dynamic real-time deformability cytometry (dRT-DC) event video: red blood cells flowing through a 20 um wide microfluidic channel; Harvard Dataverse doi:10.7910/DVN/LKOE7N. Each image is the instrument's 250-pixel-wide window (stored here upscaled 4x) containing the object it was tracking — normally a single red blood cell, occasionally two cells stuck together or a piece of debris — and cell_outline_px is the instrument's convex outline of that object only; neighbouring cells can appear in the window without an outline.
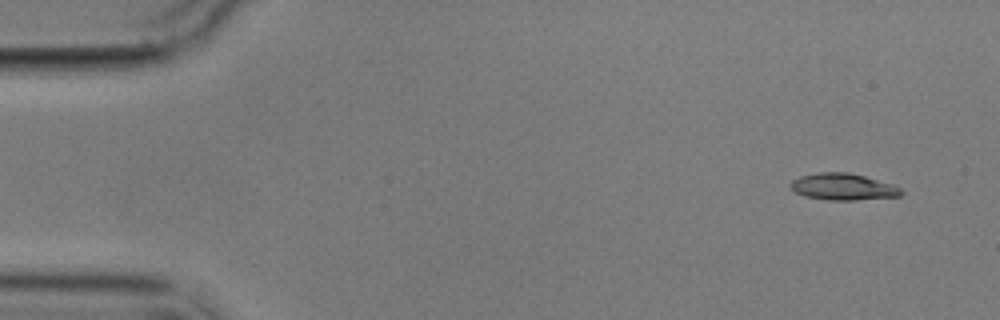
{"species": "common noctule bat (a hibernating species)", "species_latin": "Nyctalus noctula", "temperature_condition": "cold", "stored_images_in_passage": 8, "camera_frame_rate_fps": 3000, "um_per_image_px": 0.085, "animal": {"sex": "male", "body_mass_g": 17.9}, "frame": {"image": 1, "passage_image": 1, "time_ms": 0.0, "image_size_px": [1000, 320], "cell_outline_px": [[904, 192], [900, 196], [856, 200], [828, 200], [804, 196], [796, 192], [788, 184], [792, 180], [800, 176], [816, 172], [848, 172], [864, 176], [892, 184], [900, 188]], "centroid_in_image_um": [71.64, 15.87], "position_along_channel_um": 13.4, "area_um2": 17.22}}
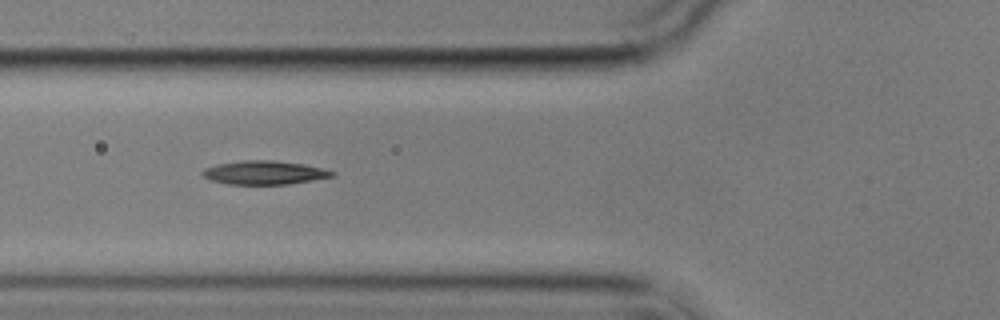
{"frame": {"image": 2, "passage_image": 6, "time_ms": 5.667, "image_size_px": [1000, 320], "cell_outline_px": [[336, 176], [288, 184], [228, 184], [212, 180], [204, 176], [200, 172], [204, 168], [216, 164], [244, 160], [272, 160], [304, 164], [336, 172]], "centroid_in_image_um": [22.46, 14.67], "position_along_channel_um": 103.3, "area_um2": 17.8}}
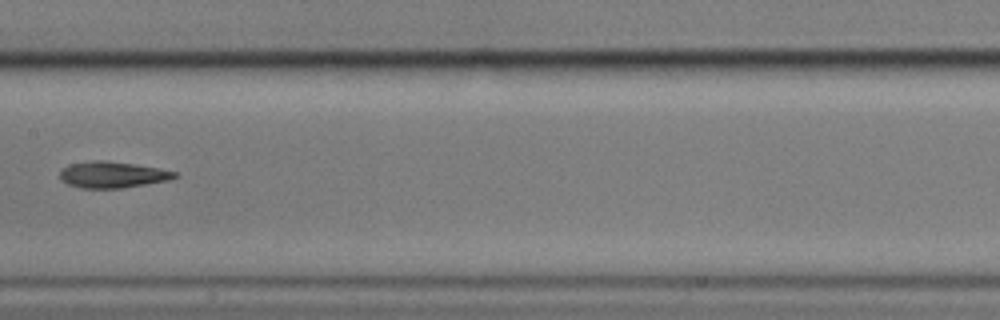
{"frame": {"image": 3, "passage_image": 8, "time_ms": 8.333, "image_size_px": [1000, 320], "cell_outline_px": [[180, 176], [168, 180], [120, 188], [80, 188], [68, 184], [60, 180], [60, 172], [68, 164], [96, 160], [104, 160], [136, 164], [160, 168], [176, 172]], "centroid_in_image_um": [9.56, 14.84], "position_along_channel_um": 197.8, "area_um2": 17.57}}